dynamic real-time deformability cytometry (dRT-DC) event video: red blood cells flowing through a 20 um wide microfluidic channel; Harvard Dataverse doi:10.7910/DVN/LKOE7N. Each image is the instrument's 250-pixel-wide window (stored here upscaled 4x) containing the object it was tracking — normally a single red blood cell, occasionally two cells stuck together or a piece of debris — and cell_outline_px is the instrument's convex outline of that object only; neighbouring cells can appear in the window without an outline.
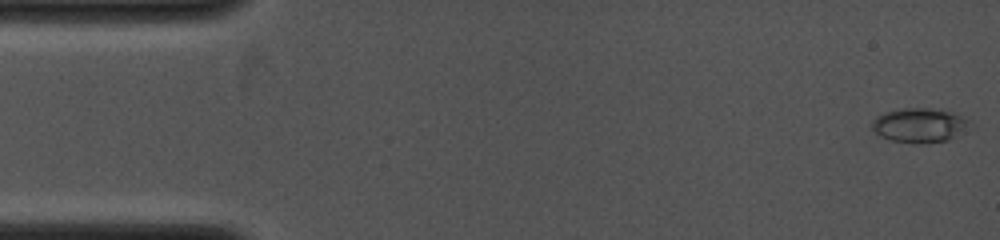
{"species": "common noctule bat (a hibernating species)", "species_latin": "Nyctalus noctula", "temperature_condition": "cold", "stored_images_in_passage": 54, "camera_frame_rate_fps": 4000, "um_per_image_px": 0.085, "animal": {"sex": "female", "body_mass_g": 19.0, "forearm_length_mm": 53.3}, "frame": {"image": 1, "passage_image": 1, "time_ms": 0.0, "image_size_px": [1000, 240], "cell_outline_px": [[972, 124], [948, 140], [912, 144], [892, 140], [880, 136], [872, 128], [872, 120], [876, 116], [884, 112], [904, 108], [928, 108], [948, 112], [960, 116], [968, 120]], "centroid_in_image_um": [78.09, 10.65], "position_along_channel_um": 6.9, "area_um2": 19.19}}
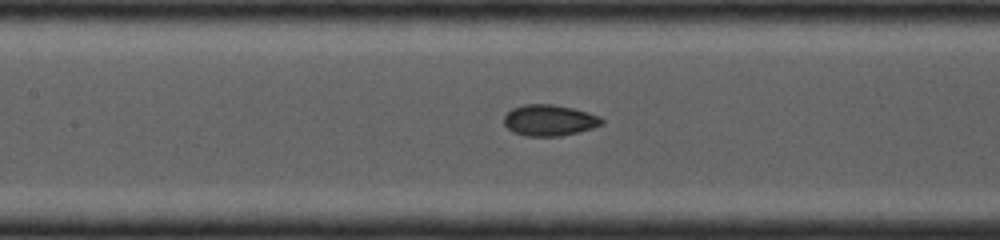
{"frame": {"image": 2, "passage_image": 25, "time_ms": 6.0, "image_size_px": [1000, 240], "cell_outline_px": [[604, 124], [592, 128], [560, 136], [524, 136], [512, 132], [504, 124], [504, 116], [512, 108], [524, 104], [552, 104], [572, 108], [588, 112], [600, 116], [604, 120]], "centroid_in_image_um": [46.69, 10.22], "position_along_channel_um": 160.7, "area_um2": 17.8}}
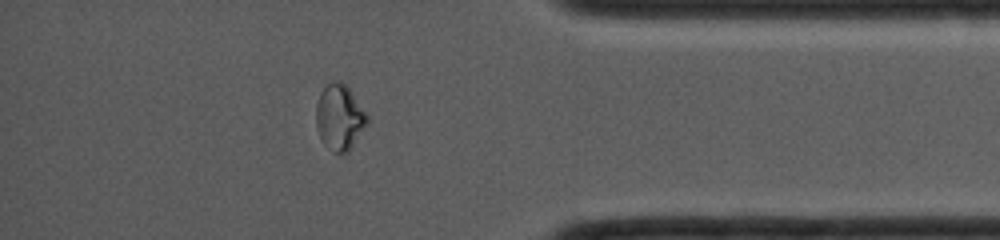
{"frame": {"image": 3, "passage_image": 47, "time_ms": 11.5, "image_size_px": [1000, 240], "cell_outline_px": [[368, 124], [348, 152], [332, 152], [320, 140], [316, 128], [316, 104], [320, 92], [328, 84], [344, 84], [348, 88], [368, 116]], "centroid_in_image_um": [28.84, 10.04], "position_along_channel_um": 406.4, "area_um2": 19.19}}